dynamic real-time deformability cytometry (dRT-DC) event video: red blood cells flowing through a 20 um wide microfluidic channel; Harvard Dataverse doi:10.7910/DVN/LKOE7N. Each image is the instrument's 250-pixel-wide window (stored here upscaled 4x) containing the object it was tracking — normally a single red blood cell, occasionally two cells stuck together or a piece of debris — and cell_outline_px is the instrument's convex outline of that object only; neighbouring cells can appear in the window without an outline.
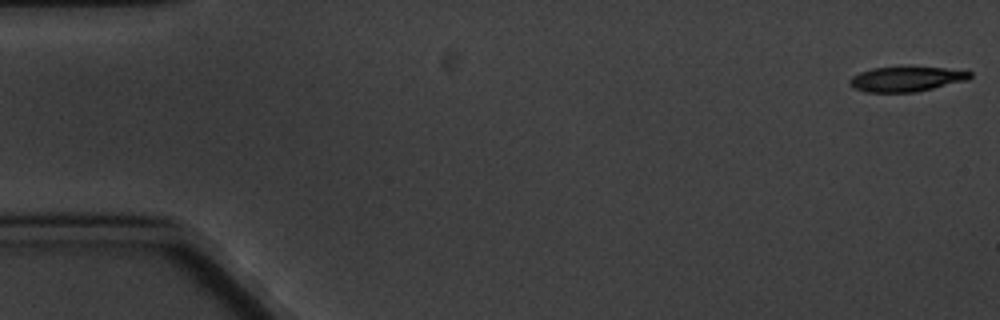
{"species": "common noctule bat (a hibernating species)", "species_latin": "Nyctalus noctula", "temperature_condition": "cold", "stored_images_in_passage": 5, "camera_frame_rate_fps": 3000, "um_per_image_px": 0.085, "animal": {"sex": "male", "body_mass_g": 20.1, "forearm_length_mm": 53.5}, "frame": {"image": 1, "passage_image": 1, "time_ms": 0.0, "image_size_px": [1000, 320], "cell_outline_px": [[972, 76], [968, 80], [916, 92], [864, 92], [848, 84], [848, 80], [852, 76], [860, 72], [872, 68], [944, 68], [972, 72]], "centroid_in_image_um": [77.02, 6.74], "position_along_channel_um": 8.0, "area_um2": 17.17}}
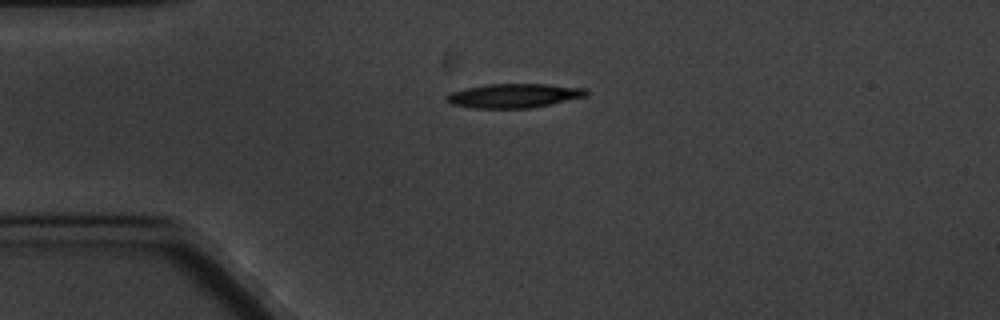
{"frame": {"image": 2, "passage_image": 4, "time_ms": 4.333, "image_size_px": [1000, 320], "cell_outline_px": [[588, 96], [528, 108], [472, 108], [452, 104], [444, 96], [452, 92], [468, 88], [488, 84], [548, 84], [584, 88], [588, 92]], "centroid_in_image_um": [43.7, 8.13], "position_along_channel_um": 41.3, "area_um2": 19.36}}